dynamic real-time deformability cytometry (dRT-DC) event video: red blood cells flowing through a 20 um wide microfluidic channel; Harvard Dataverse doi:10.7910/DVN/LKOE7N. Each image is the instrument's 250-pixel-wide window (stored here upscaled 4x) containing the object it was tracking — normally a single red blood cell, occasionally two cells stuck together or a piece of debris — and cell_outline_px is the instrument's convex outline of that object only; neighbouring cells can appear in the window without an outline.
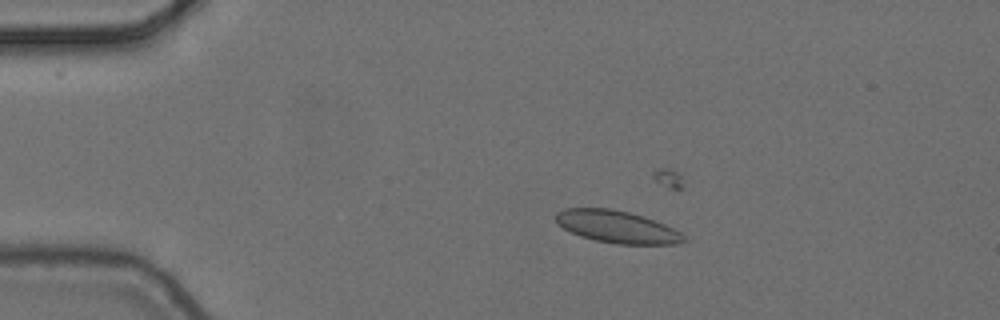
{"species": "common noctule bat (a hibernating species)", "species_latin": "Nyctalus noctula", "temperature_condition": "cold", "stored_images_in_passage": 9, "camera_frame_rate_fps": 3000, "um_per_image_px": 0.085, "animal": {"sex": "female", "body_mass_g": 24.6, "forearm_length_mm": 56.2}, "frame": {"image": 1, "passage_image": 4, "time_ms": 1.0, "image_size_px": [1000, 320], "cell_outline_px": [[688, 240], [676, 244], [616, 244], [596, 240], [580, 236], [564, 228], [556, 220], [556, 212], [564, 208], [612, 208], [644, 216], [664, 224], [680, 232]], "centroid_in_image_um": [52.46, 19.27], "position_along_channel_um": 32.5, "area_um2": 23.93}}
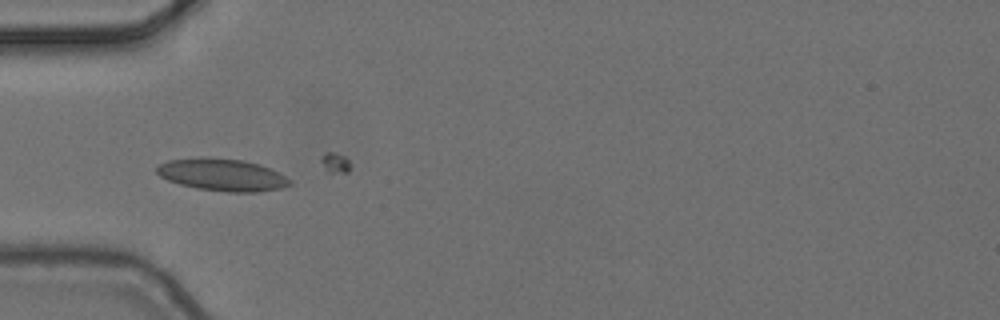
{"frame": {"image": 2, "passage_image": 6, "time_ms": 1.667, "image_size_px": [1000, 320], "cell_outline_px": [[292, 184], [280, 188], [256, 192], [228, 192], [196, 188], [180, 184], [168, 180], [160, 176], [156, 172], [156, 168], [160, 164], [168, 160], [200, 156], [208, 156], [244, 160], [260, 164], [292, 180]], "centroid_in_image_um": [18.86, 14.84], "position_along_channel_um": 66.1, "area_um2": 25.14}}
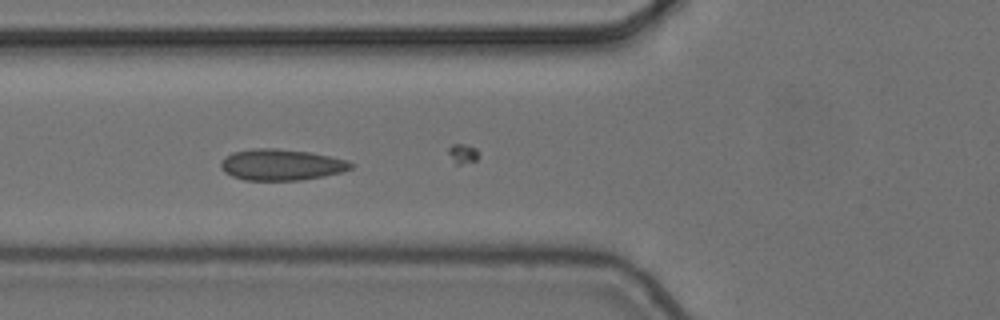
{"frame": {"image": 3, "passage_image": 7, "time_ms": 2.0, "image_size_px": [1000, 320], "cell_outline_px": [[356, 164], [352, 168], [340, 172], [324, 176], [300, 180], [244, 180], [232, 176], [224, 172], [220, 168], [220, 164], [232, 152], [252, 148], [276, 148], [308, 152], [348, 160]], "centroid_in_image_um": [23.92, 14.0], "position_along_channel_um": 101.9, "area_um2": 23.58}}